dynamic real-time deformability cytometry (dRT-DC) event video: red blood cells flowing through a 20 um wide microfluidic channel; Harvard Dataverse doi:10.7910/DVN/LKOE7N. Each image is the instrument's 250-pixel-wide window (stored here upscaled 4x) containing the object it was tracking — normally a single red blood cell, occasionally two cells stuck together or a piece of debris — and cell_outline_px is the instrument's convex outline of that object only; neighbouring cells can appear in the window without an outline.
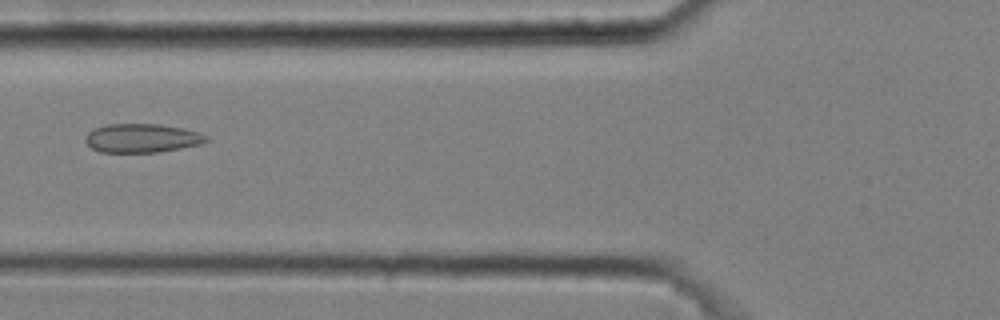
{"species": "common noctule bat (a hibernating species)", "species_latin": "Nyctalus noctula", "temperature_condition": "cold", "stored_images_in_passage": 2, "camera_frame_rate_fps": 3000, "um_per_image_px": 0.085, "animal": {"sex": "male", "body_mass_g": 20.4}, "frame": {"image": 1, "passage_image": 2, "time_ms": 0.333, "image_size_px": [1000, 320], "cell_outline_px": [[208, 140], [200, 144], [180, 148], [156, 152], [100, 152], [92, 148], [84, 140], [84, 136], [88, 132], [96, 128], [108, 124], [160, 124], [184, 128], [200, 132], [208, 136]], "centroid_in_image_um": [12.07, 11.73], "position_along_channel_um": 113.7, "area_um2": 20.29}}